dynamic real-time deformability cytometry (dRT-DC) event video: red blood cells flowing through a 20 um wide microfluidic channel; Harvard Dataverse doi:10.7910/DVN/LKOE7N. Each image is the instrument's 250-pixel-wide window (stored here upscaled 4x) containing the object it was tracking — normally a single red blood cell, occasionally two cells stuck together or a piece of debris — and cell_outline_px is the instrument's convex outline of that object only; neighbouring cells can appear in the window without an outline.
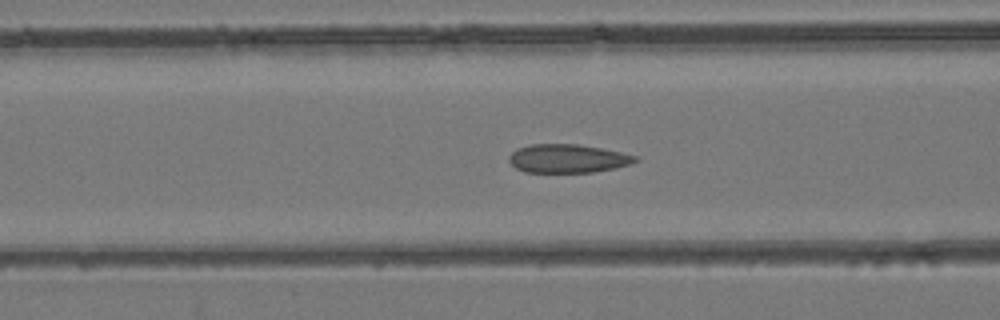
{"species": "common noctule bat (a hibernating species)", "species_latin": "Nyctalus noctula", "temperature_condition": "room temperature", "stored_images_in_passage": 33, "camera_frame_rate_fps": 3000, "um_per_image_px": 0.085, "animal": {"sex": "female", "body_mass_g": 24.6, "forearm_length_mm": 56.2}, "frame": {"image": 1, "passage_image": 16, "time_ms": 5.0, "image_size_px": [1000, 320], "cell_outline_px": [[640, 160], [616, 168], [592, 172], [524, 172], [516, 168], [508, 160], [508, 156], [516, 148], [532, 144], [576, 144], [600, 148], [640, 156]], "centroid_in_image_um": [48.25, 13.47], "position_along_channel_um": 118.3, "area_um2": 21.04}}
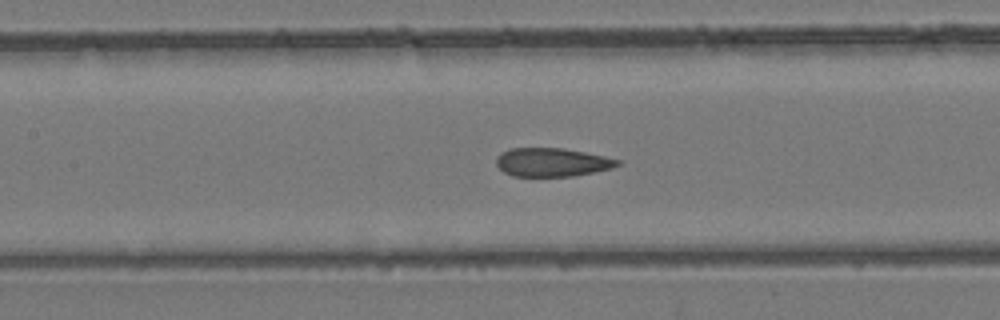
{"frame": {"image": 2, "passage_image": 19, "time_ms": 6.0, "image_size_px": [1000, 320], "cell_outline_px": [[620, 164], [612, 168], [572, 176], [512, 176], [504, 172], [496, 164], [496, 156], [500, 152], [512, 148], [564, 148], [604, 156], [620, 160]], "centroid_in_image_um": [46.89, 13.78], "position_along_channel_um": 160.5, "area_um2": 20.11}}
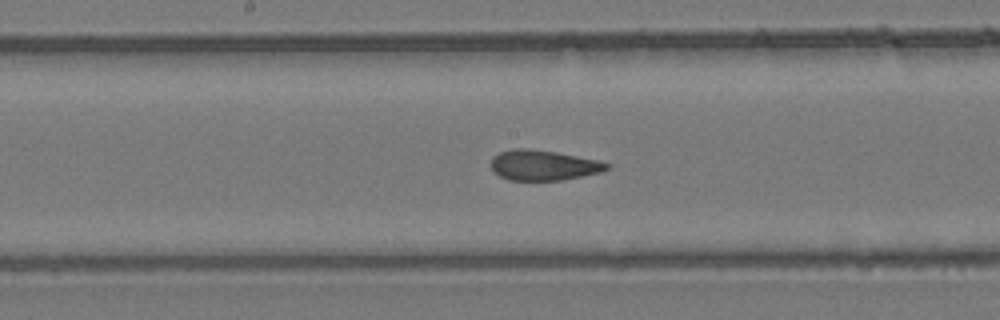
{"frame": {"image": 3, "passage_image": 22, "time_ms": 7.0, "image_size_px": [1000, 320], "cell_outline_px": [[612, 168], [600, 172], [560, 180], [508, 180], [492, 172], [492, 156], [500, 152], [516, 148], [528, 148], [556, 152], [596, 160], [612, 164]], "centroid_in_image_um": [46.18, 14.04], "position_along_channel_um": 202.0, "area_um2": 20.35}}